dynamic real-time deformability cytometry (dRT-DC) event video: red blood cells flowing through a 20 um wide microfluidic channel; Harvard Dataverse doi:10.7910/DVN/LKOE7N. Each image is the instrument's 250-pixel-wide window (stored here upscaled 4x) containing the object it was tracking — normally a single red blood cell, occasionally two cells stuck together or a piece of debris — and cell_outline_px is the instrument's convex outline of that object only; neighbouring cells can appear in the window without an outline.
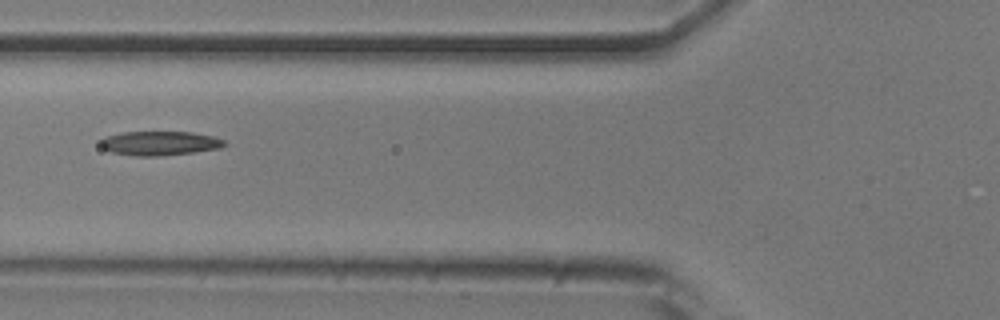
{"species": "common noctule bat (a hibernating species)", "species_latin": "Nyctalus noctula", "temperature_condition": "room temperature", "stored_images_in_passage": 3, "camera_frame_rate_fps": 3000, "um_per_image_px": 0.085, "animal": {"sex": "male", "body_mass_g": 20.5, "forearm_length_mm": 52.5}, "frame": {"image": 1, "passage_image": 3, "time_ms": 2.0, "image_size_px": [1000, 320], "cell_outline_px": [[228, 144], [220, 148], [192, 152], [160, 156], [136, 156], [112, 152], [104, 148], [100, 144], [100, 140], [104, 136], [124, 132], [192, 132], [216, 136], [224, 140]], "centroid_in_image_um": [13.6, 12.17], "position_along_channel_um": 112.2, "area_um2": 17.51}}